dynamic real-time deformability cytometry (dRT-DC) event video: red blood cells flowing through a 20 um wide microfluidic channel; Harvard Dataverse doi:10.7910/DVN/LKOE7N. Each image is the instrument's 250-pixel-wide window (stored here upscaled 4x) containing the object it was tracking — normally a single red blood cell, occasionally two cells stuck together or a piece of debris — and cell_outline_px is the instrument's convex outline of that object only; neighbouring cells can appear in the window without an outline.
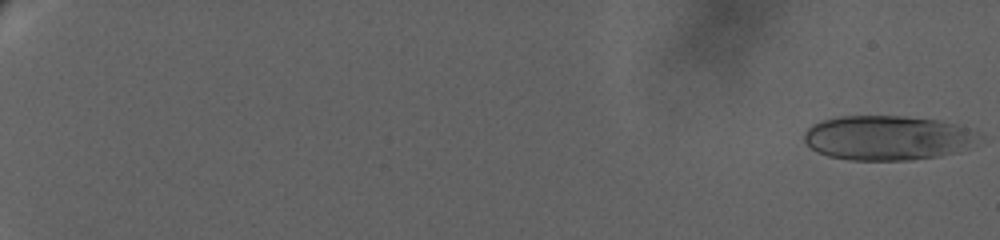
{"species": "human", "species_latin": "Homo sapiens", "temperature_condition": "warm", "stored_images_in_passage": 51, "camera_frame_rate_fps": 3000, "um_per_image_px": 0.085, "donor": {"sex": "female"}, "frame": {"image": 1, "passage_image": 1, "time_ms": 0.0, "image_size_px": [1000, 240], "cell_outline_px": [[984, 132], [968, 148], [960, 152], [940, 156], [908, 160], [848, 160], [828, 156], [816, 152], [804, 140], [804, 132], [812, 124], [820, 120], [840, 116], [904, 116], [940, 120], [956, 124]], "centroid_in_image_um": [75.48, 11.71], "position_along_channel_um": 9.5, "area_um2": 46.01}}
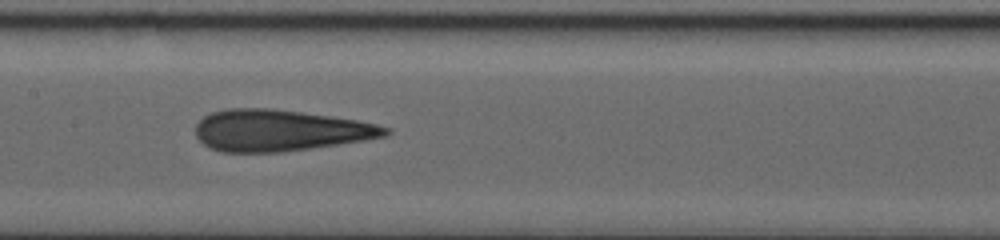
{"frame": {"image": 2, "passage_image": 26, "time_ms": 14.333, "image_size_px": [1000, 240], "cell_outline_px": [[392, 132], [384, 136], [364, 140], [280, 152], [224, 152], [212, 148], [204, 144], [196, 136], [196, 124], [204, 116], [212, 112], [228, 108], [272, 108], [332, 116], [356, 120], [376, 124], [392, 128]], "centroid_in_image_um": [23.79, 11.07], "position_along_channel_um": 183.6, "area_um2": 45.55}}
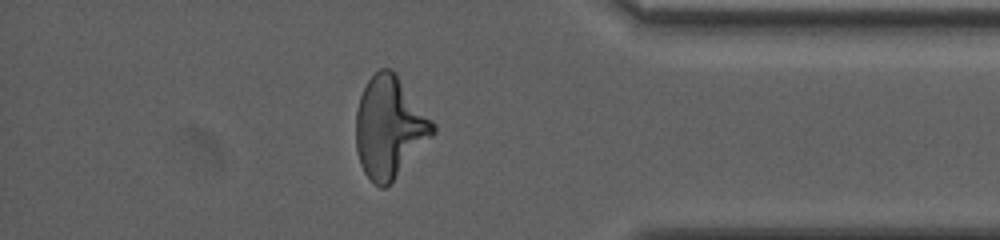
{"frame": {"image": 3, "passage_image": 43, "time_ms": 22.333, "image_size_px": [1000, 240], "cell_outline_px": [[436, 132], [392, 180], [384, 188], [380, 188], [364, 172], [360, 164], [356, 152], [356, 112], [360, 96], [368, 80], [380, 68], [392, 68], [396, 72], [436, 124]], "centroid_in_image_um": [33.11, 10.77], "position_along_channel_um": 402.1, "area_um2": 45.14}, "authors_computed_cell_mechanics": {"area_um2": 45.5464, "velocity_mm_per_s": 2.9196, "shape_relaxation_time_tau1_ms": null, "shape_relaxation_time_tau2_ms": 1.7631, "deformation_change_tau1": null, "deformation_change_tau2": 0.1018}}